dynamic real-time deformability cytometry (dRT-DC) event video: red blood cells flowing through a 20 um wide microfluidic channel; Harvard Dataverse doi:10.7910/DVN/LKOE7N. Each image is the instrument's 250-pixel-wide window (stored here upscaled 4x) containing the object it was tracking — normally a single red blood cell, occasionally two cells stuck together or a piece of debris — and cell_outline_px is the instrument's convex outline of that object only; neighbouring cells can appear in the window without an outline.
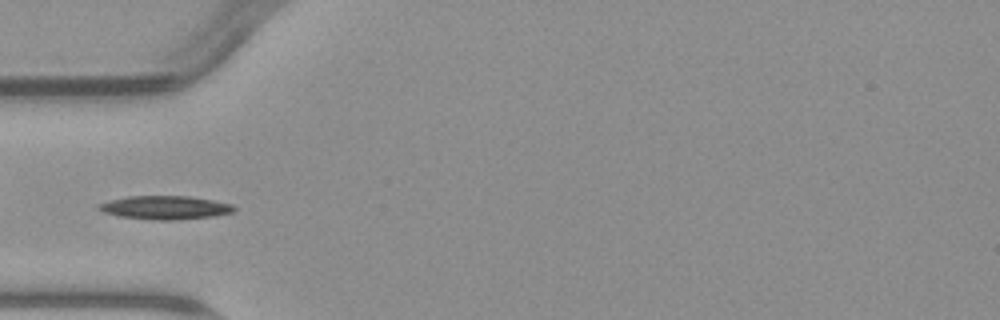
{"species": "common noctule bat (a hibernating species)", "species_latin": "Nyctalus noctula", "temperature_condition": "warm", "stored_images_in_passage": 8, "camera_frame_rate_fps": 3000, "um_per_image_px": 0.085, "animal": {"sex": "male", "body_mass_g": 23.1, "forearm_length_mm": 52.7}, "frame": {"image": 1, "passage_image": 6, "time_ms": 6.0, "image_size_px": [1000, 320], "cell_outline_px": [[236, 208], [232, 212], [216, 216], [176, 220], [160, 220], [120, 216], [104, 212], [96, 208], [96, 204], [128, 196], [188, 196], [212, 200], [232, 204]], "centroid_in_image_um": [14.05, 17.64], "position_along_channel_um": 71.0, "area_um2": 18.44}}
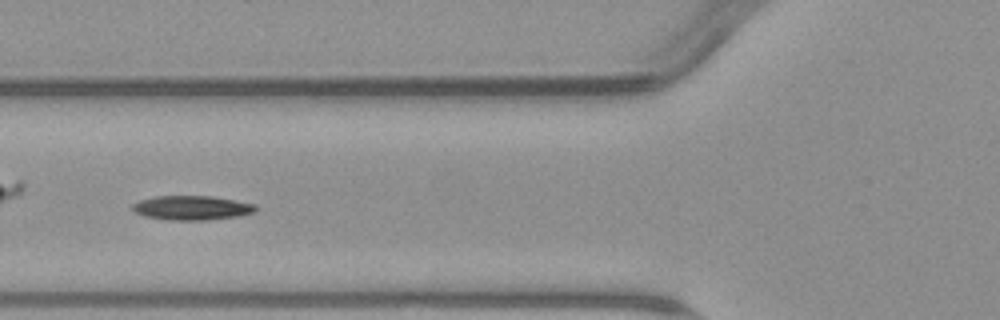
{"frame": {"image": 2, "passage_image": 7, "time_ms": 7.0, "image_size_px": [1000, 320], "cell_outline_px": [[256, 208], [252, 212], [240, 216], [208, 220], [168, 220], [144, 216], [136, 212], [132, 208], [132, 204], [140, 200], [156, 196], [212, 196], [256, 204]], "centroid_in_image_um": [16.3, 17.67], "position_along_channel_um": 109.5, "area_um2": 17.4}}
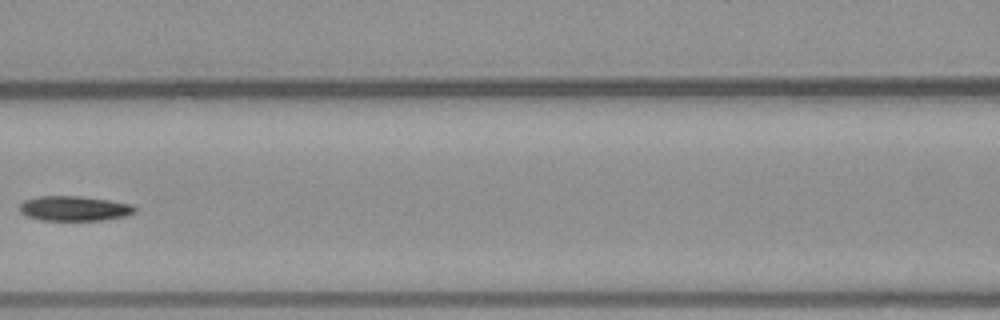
{"frame": {"image": 3, "passage_image": 8, "time_ms": 8.333, "image_size_px": [1000, 320], "cell_outline_px": [[136, 212], [124, 216], [100, 220], [40, 220], [24, 216], [20, 212], [20, 204], [24, 200], [36, 196], [80, 196], [108, 200], [132, 204], [136, 208]], "centroid_in_image_um": [6.27, 17.71], "position_along_channel_um": 160.3, "area_um2": 16.76}}